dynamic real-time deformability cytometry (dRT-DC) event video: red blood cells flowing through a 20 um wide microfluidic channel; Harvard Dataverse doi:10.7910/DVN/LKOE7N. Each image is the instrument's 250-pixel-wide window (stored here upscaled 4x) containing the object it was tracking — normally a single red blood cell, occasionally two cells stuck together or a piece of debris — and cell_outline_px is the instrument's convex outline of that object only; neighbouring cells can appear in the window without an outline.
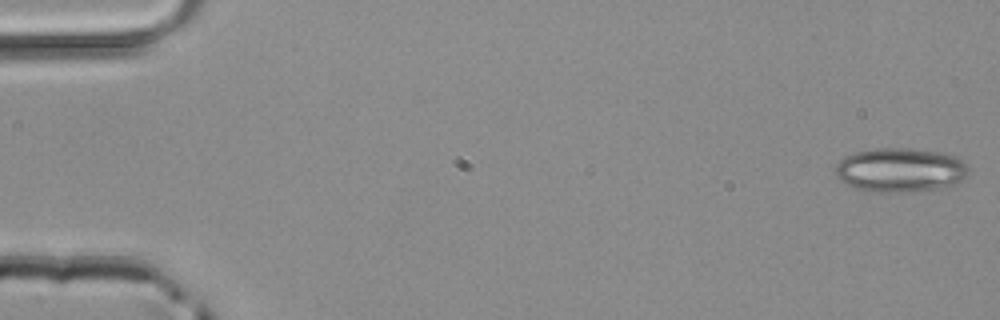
{"species": "common noctule bat (a hibernating species)", "species_latin": "Nyctalus noctula", "temperature_condition": "room temperature", "stored_images_in_passage": 49, "camera_frame_rate_fps": 3000, "um_per_image_px": 0.085, "animal": {"sex": "male", "body_mass_g": 20.4}, "frame": {"image": 1, "passage_image": 1, "time_ms": 0.0, "image_size_px": [1000, 320], "cell_outline_px": [[968, 176], [964, 180], [956, 184], [940, 188], [912, 192], [872, 192], [856, 188], [840, 180], [836, 176], [836, 164], [844, 156], [856, 152], [876, 148], [908, 148], [940, 152], [956, 156], [968, 168]], "centroid_in_image_um": [76.54, 14.46], "position_along_channel_um": 8.5, "area_um2": 34.45}}
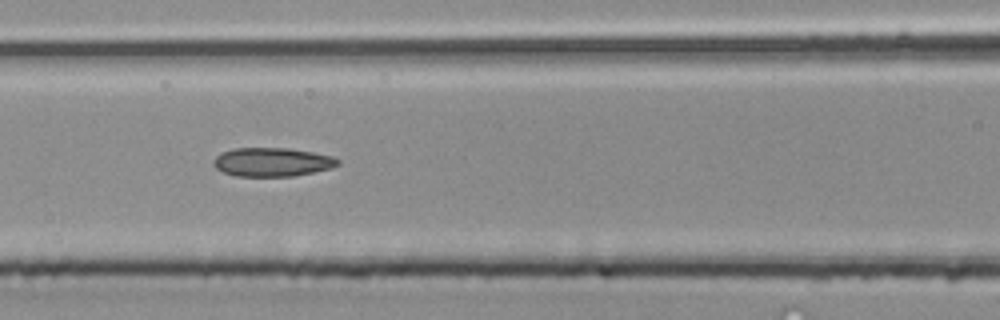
{"frame": {"image": 2, "passage_image": 21, "time_ms": 6.667, "image_size_px": [1000, 320], "cell_outline_px": [[340, 164], [332, 168], [292, 176], [236, 176], [224, 172], [216, 168], [212, 164], [212, 160], [220, 152], [232, 148], [288, 148], [312, 152], [332, 156], [340, 160]], "centroid_in_image_um": [23.11, 13.77], "position_along_channel_um": 143.5, "area_um2": 20.92}}
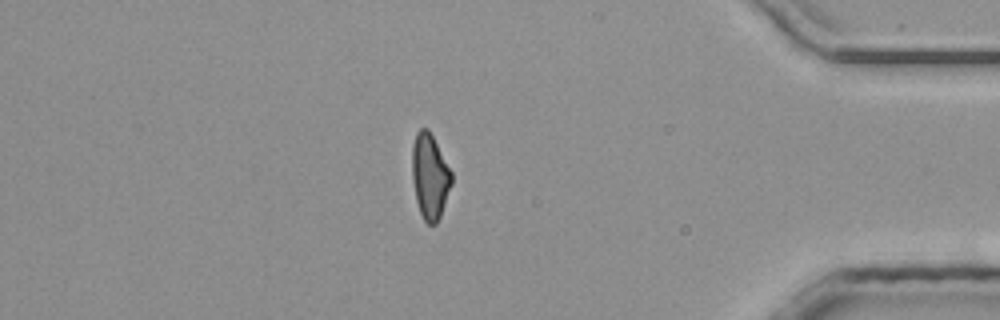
{"frame": {"image": 3, "passage_image": 41, "time_ms": 13.333, "image_size_px": [1000, 320], "cell_outline_px": [[452, 184], [440, 216], [436, 224], [428, 224], [424, 220], [420, 212], [416, 200], [412, 176], [412, 144], [416, 132], [420, 128], [428, 128], [452, 172]], "centroid_in_image_um": [36.53, 14.97], "position_along_channel_um": 398.7, "area_um2": 19.54}}